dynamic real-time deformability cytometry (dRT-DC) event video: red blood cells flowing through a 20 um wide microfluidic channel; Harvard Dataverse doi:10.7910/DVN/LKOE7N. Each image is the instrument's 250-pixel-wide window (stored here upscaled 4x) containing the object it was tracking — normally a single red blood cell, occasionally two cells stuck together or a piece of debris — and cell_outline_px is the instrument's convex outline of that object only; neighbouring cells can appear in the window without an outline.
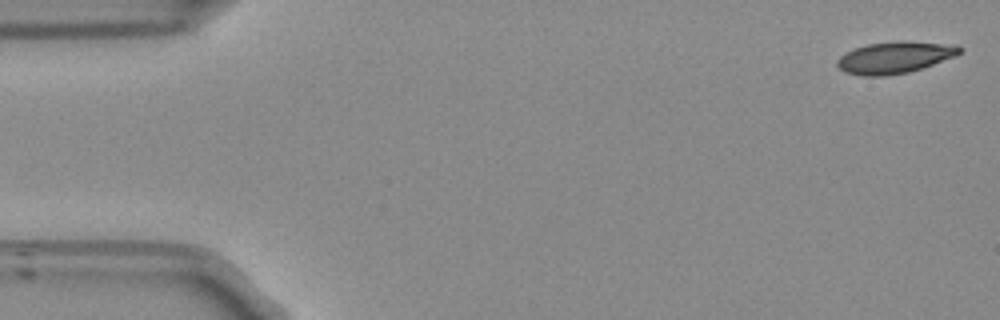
{"species": "Egyptian fruit bat (a non-hibernating species)", "species_latin": "Rousettus aegyptiacus", "temperature_condition": "room temperature", "stored_images_in_passage": 52, "camera_frame_rate_fps": 3000, "um_per_image_px": 0.085, "frame": {"image": 1, "passage_image": 1, "time_ms": 0.0, "image_size_px": [1000, 320], "cell_outline_px": [[964, 48], [956, 56], [908, 72], [884, 76], [864, 76], [844, 72], [836, 64], [836, 60], [840, 56], [856, 48], [868, 44], [896, 40], [908, 40], [956, 44]], "centroid_in_image_um": [76.09, 4.86], "position_along_channel_um": 8.9, "area_um2": 22.77}}
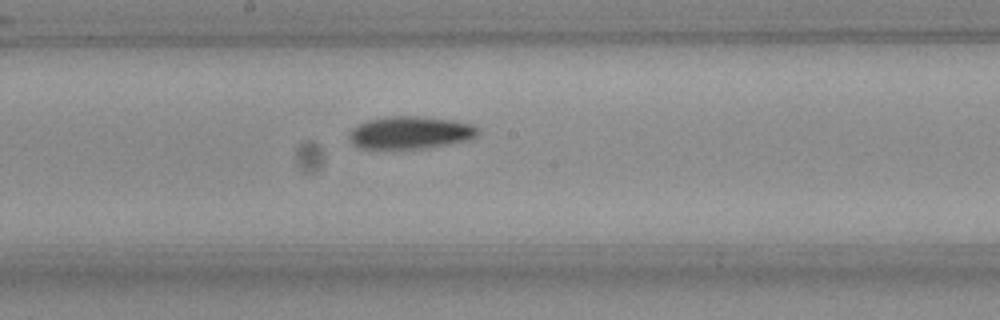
{"frame": {"image": 2, "passage_image": 27, "time_ms": 8.667, "image_size_px": [1000, 320], "cell_outline_px": [[480, 132], [472, 140], [428, 148], [360, 148], [352, 144], [348, 140], [348, 132], [352, 128], [368, 120], [384, 116], [416, 116], [456, 120], [472, 124], [480, 128]], "centroid_in_image_um": [34.91, 11.27], "position_along_channel_um": 213.3, "area_um2": 24.85}}
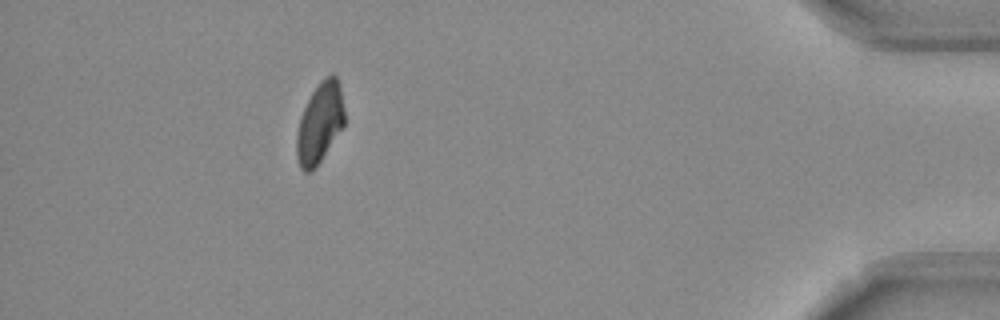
{"frame": {"image": 3, "passage_image": 47, "time_ms": 15.333, "image_size_px": [1000, 320], "cell_outline_px": [[344, 128], [312, 172], [304, 172], [300, 168], [296, 156], [296, 136], [300, 116], [312, 92], [320, 80], [324, 76], [332, 72], [336, 76], [340, 84], [344, 108]], "centroid_in_image_um": [27.19, 10.44], "position_along_channel_um": 408.0, "area_um2": 22.83}}